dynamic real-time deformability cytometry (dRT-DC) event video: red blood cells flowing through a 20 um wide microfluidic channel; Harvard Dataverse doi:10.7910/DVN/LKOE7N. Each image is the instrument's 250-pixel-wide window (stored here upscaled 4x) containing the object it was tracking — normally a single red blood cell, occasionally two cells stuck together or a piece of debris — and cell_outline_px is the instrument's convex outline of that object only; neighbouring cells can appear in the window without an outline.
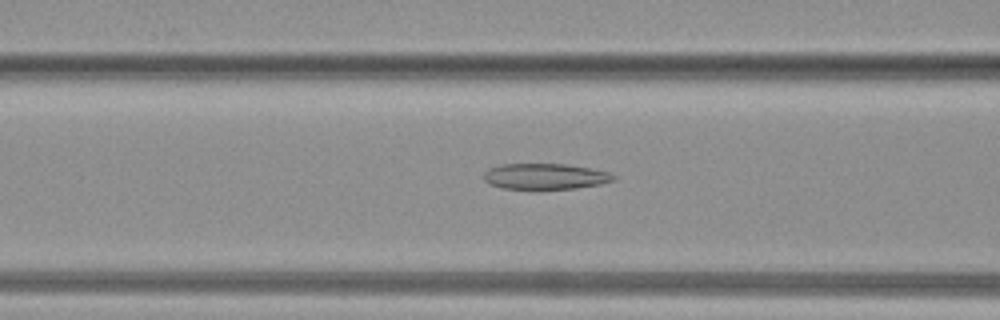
{"species": "common noctule bat (a hibernating species)", "species_latin": "Nyctalus noctula", "temperature_condition": "warm", "stored_images_in_passage": 33, "camera_frame_rate_fps": 3000, "um_per_image_px": 0.085, "animal": {"sex": "female", "body_mass_g": 19.3, "forearm_length_mm": 54.1}, "frame": {"image": 1, "passage_image": 11, "time_ms": 3.333, "image_size_px": [1000, 320], "cell_outline_px": [[616, 180], [600, 184], [576, 188], [504, 188], [492, 184], [484, 180], [484, 172], [488, 168], [500, 164], [564, 164], [588, 168], [608, 172], [616, 176]], "centroid_in_image_um": [46.34, 14.98], "position_along_channel_um": 120.3, "area_um2": 19.19}}
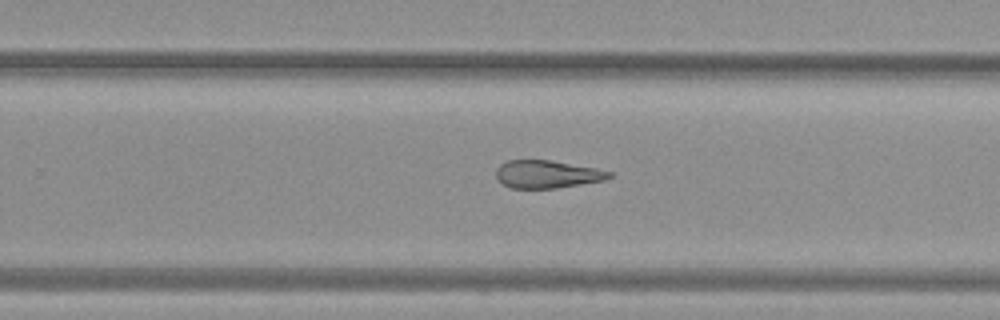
{"frame": {"image": 2, "passage_image": 20, "time_ms": 6.333, "image_size_px": [1000, 320], "cell_outline_px": [[612, 176], [604, 180], [556, 188], [512, 188], [496, 180], [496, 168], [500, 164], [508, 160], [548, 160], [592, 168], [612, 172]], "centroid_in_image_um": [46.44, 14.81], "position_along_channel_um": 283.4, "area_um2": 18.03}}
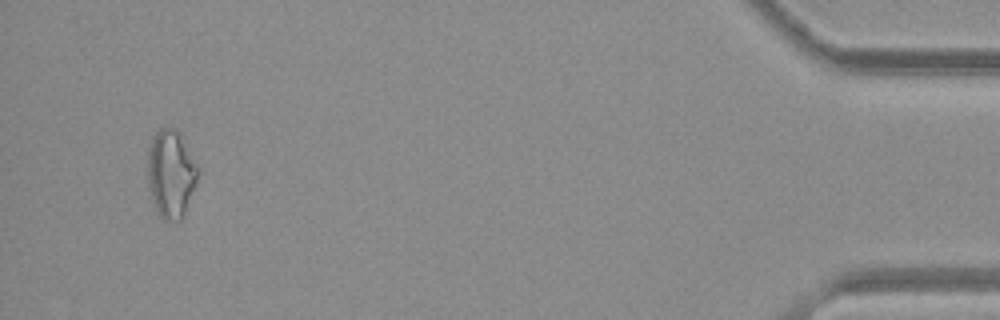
{"frame": {"image": 3, "passage_image": 32, "time_ms": 10.333, "image_size_px": [1000, 320], "cell_outline_px": [[200, 172], [196, 184], [184, 216], [180, 220], [164, 220], [160, 216], [152, 200], [148, 184], [148, 148], [156, 132], [160, 128], [176, 128], [180, 132], [200, 168]], "centroid_in_image_um": [14.56, 14.75], "position_along_channel_um": 420.6, "area_um2": 26.01}}